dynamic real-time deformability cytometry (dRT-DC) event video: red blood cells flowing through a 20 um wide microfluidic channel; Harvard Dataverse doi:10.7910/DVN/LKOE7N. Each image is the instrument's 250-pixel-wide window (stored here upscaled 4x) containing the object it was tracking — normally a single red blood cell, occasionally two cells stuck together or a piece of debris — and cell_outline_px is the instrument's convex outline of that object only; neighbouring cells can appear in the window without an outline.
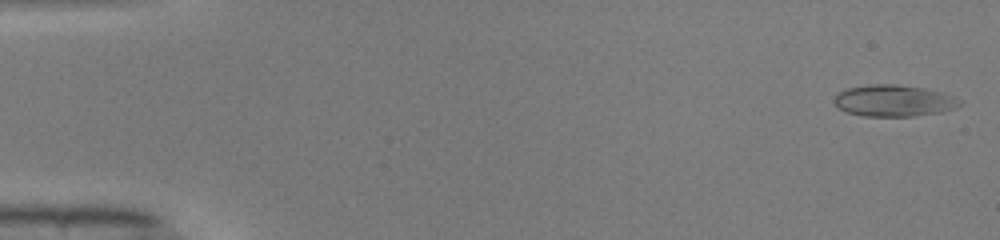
{"species": "common noctule bat (a hibernating species)", "species_latin": "Nyctalus noctula", "temperature_condition": "warm", "stored_images_in_passage": 49, "camera_frame_rate_fps": 3000, "um_per_image_px": 0.085, "animal": {"sex": "male", "body_mass_g": 19.0, "forearm_length_mm": 50.8}, "frame": {"image": 1, "passage_image": 1, "time_ms": 0.0, "image_size_px": [1000, 240], "cell_outline_px": [[964, 104], [956, 108], [944, 112], [916, 116], [864, 116], [844, 112], [836, 108], [832, 100], [844, 88], [872, 84], [896, 84], [924, 88], [944, 92], [956, 96]], "centroid_in_image_um": [76.0, 8.56], "position_along_channel_um": 9.0, "area_um2": 23.7}}
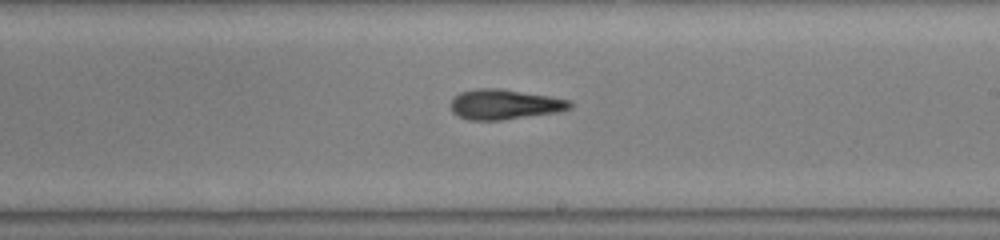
{"frame": {"image": 2, "passage_image": 29, "time_ms": 9.333, "image_size_px": [1000, 240], "cell_outline_px": [[572, 108], [556, 112], [500, 120], [468, 120], [452, 112], [452, 100], [460, 92], [476, 88], [500, 88], [572, 100]], "centroid_in_image_um": [42.9, 8.86], "position_along_channel_um": 246.1, "area_um2": 20.69}}
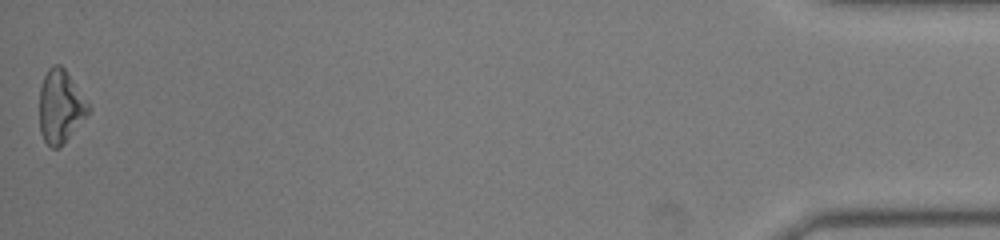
{"frame": {"image": 3, "passage_image": 49, "time_ms": 16.0, "image_size_px": [1000, 240], "cell_outline_px": [[92, 108], [60, 148], [52, 148], [44, 140], [40, 132], [40, 88], [44, 76], [48, 68], [52, 64], [60, 64], [64, 68]], "centroid_in_image_um": [5.13, 9.05], "position_along_channel_um": 430.1, "area_um2": 20.63}, "authors_computed_cell_mechanics": {"area_um2": 21.386, "velocity_mm_per_s": 4.1177, "shape_relaxation_time_tau1_ms": 8.4997, "shape_relaxation_time_tau2_ms": 2.4213, "deformation_change_tau1": 0.2271, "deformation_change_tau2": 0.1066}}